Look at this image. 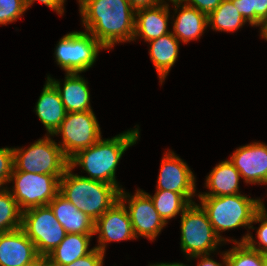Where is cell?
Instances as JSON below:
<instances>
[{
    "instance_id": "18",
    "label": "cell",
    "mask_w": 267,
    "mask_h": 266,
    "mask_svg": "<svg viewBox=\"0 0 267 266\" xmlns=\"http://www.w3.org/2000/svg\"><path fill=\"white\" fill-rule=\"evenodd\" d=\"M80 74L66 73L63 85L58 79L56 80L50 75L47 77L59 91L67 113L93 111L90 104L88 81Z\"/></svg>"
},
{
    "instance_id": "12",
    "label": "cell",
    "mask_w": 267,
    "mask_h": 266,
    "mask_svg": "<svg viewBox=\"0 0 267 266\" xmlns=\"http://www.w3.org/2000/svg\"><path fill=\"white\" fill-rule=\"evenodd\" d=\"M156 190L181 193L190 203L196 196V178L184 160L167 150L161 160Z\"/></svg>"
},
{
    "instance_id": "16",
    "label": "cell",
    "mask_w": 267,
    "mask_h": 266,
    "mask_svg": "<svg viewBox=\"0 0 267 266\" xmlns=\"http://www.w3.org/2000/svg\"><path fill=\"white\" fill-rule=\"evenodd\" d=\"M167 1L172 3L174 12L178 13L171 22L173 27L171 33L184 44L198 40L208 28L207 15L181 0Z\"/></svg>"
},
{
    "instance_id": "31",
    "label": "cell",
    "mask_w": 267,
    "mask_h": 266,
    "mask_svg": "<svg viewBox=\"0 0 267 266\" xmlns=\"http://www.w3.org/2000/svg\"><path fill=\"white\" fill-rule=\"evenodd\" d=\"M251 26L260 27L261 30L267 23V0H250Z\"/></svg>"
},
{
    "instance_id": "9",
    "label": "cell",
    "mask_w": 267,
    "mask_h": 266,
    "mask_svg": "<svg viewBox=\"0 0 267 266\" xmlns=\"http://www.w3.org/2000/svg\"><path fill=\"white\" fill-rule=\"evenodd\" d=\"M59 179L55 175L13 171L7 188L16 200L19 209L49 205L59 193Z\"/></svg>"
},
{
    "instance_id": "17",
    "label": "cell",
    "mask_w": 267,
    "mask_h": 266,
    "mask_svg": "<svg viewBox=\"0 0 267 266\" xmlns=\"http://www.w3.org/2000/svg\"><path fill=\"white\" fill-rule=\"evenodd\" d=\"M169 7L167 1L164 0L155 7L135 11V32L132 41L140 37L144 39V42H149L170 33L168 29L171 16Z\"/></svg>"
},
{
    "instance_id": "4",
    "label": "cell",
    "mask_w": 267,
    "mask_h": 266,
    "mask_svg": "<svg viewBox=\"0 0 267 266\" xmlns=\"http://www.w3.org/2000/svg\"><path fill=\"white\" fill-rule=\"evenodd\" d=\"M206 211L215 233L225 242H238L220 235L226 230L238 227L255 228L252 221L255 213L264 205L260 198H251L241 193L229 196L198 197Z\"/></svg>"
},
{
    "instance_id": "20",
    "label": "cell",
    "mask_w": 267,
    "mask_h": 266,
    "mask_svg": "<svg viewBox=\"0 0 267 266\" xmlns=\"http://www.w3.org/2000/svg\"><path fill=\"white\" fill-rule=\"evenodd\" d=\"M57 221L66 233L94 235V223L88 215L78 210L69 200L58 193L49 203Z\"/></svg>"
},
{
    "instance_id": "22",
    "label": "cell",
    "mask_w": 267,
    "mask_h": 266,
    "mask_svg": "<svg viewBox=\"0 0 267 266\" xmlns=\"http://www.w3.org/2000/svg\"><path fill=\"white\" fill-rule=\"evenodd\" d=\"M148 43L150 44V59L157 71L160 85H162L175 65L181 42L170 32Z\"/></svg>"
},
{
    "instance_id": "27",
    "label": "cell",
    "mask_w": 267,
    "mask_h": 266,
    "mask_svg": "<svg viewBox=\"0 0 267 266\" xmlns=\"http://www.w3.org/2000/svg\"><path fill=\"white\" fill-rule=\"evenodd\" d=\"M225 251L227 266H263V253L250 248L245 242H234Z\"/></svg>"
},
{
    "instance_id": "15",
    "label": "cell",
    "mask_w": 267,
    "mask_h": 266,
    "mask_svg": "<svg viewBox=\"0 0 267 266\" xmlns=\"http://www.w3.org/2000/svg\"><path fill=\"white\" fill-rule=\"evenodd\" d=\"M40 258L35 244L21 228L0 233V266H32Z\"/></svg>"
},
{
    "instance_id": "29",
    "label": "cell",
    "mask_w": 267,
    "mask_h": 266,
    "mask_svg": "<svg viewBox=\"0 0 267 266\" xmlns=\"http://www.w3.org/2000/svg\"><path fill=\"white\" fill-rule=\"evenodd\" d=\"M26 10L22 0H0V25L16 22Z\"/></svg>"
},
{
    "instance_id": "38",
    "label": "cell",
    "mask_w": 267,
    "mask_h": 266,
    "mask_svg": "<svg viewBox=\"0 0 267 266\" xmlns=\"http://www.w3.org/2000/svg\"><path fill=\"white\" fill-rule=\"evenodd\" d=\"M32 266H55L52 264L46 257H41L34 265Z\"/></svg>"
},
{
    "instance_id": "23",
    "label": "cell",
    "mask_w": 267,
    "mask_h": 266,
    "mask_svg": "<svg viewBox=\"0 0 267 266\" xmlns=\"http://www.w3.org/2000/svg\"><path fill=\"white\" fill-rule=\"evenodd\" d=\"M94 235L68 233L62 242L53 249L46 258L55 266H63L74 262L87 254L93 248L90 247V240Z\"/></svg>"
},
{
    "instance_id": "19",
    "label": "cell",
    "mask_w": 267,
    "mask_h": 266,
    "mask_svg": "<svg viewBox=\"0 0 267 266\" xmlns=\"http://www.w3.org/2000/svg\"><path fill=\"white\" fill-rule=\"evenodd\" d=\"M34 110L46 128V135L53 136L66 117L67 111L62 103L59 91L48 78Z\"/></svg>"
},
{
    "instance_id": "6",
    "label": "cell",
    "mask_w": 267,
    "mask_h": 266,
    "mask_svg": "<svg viewBox=\"0 0 267 266\" xmlns=\"http://www.w3.org/2000/svg\"><path fill=\"white\" fill-rule=\"evenodd\" d=\"M181 251L188 257L211 254L225 242L215 233L206 211L196 202L181 215ZM223 243V244H222Z\"/></svg>"
},
{
    "instance_id": "34",
    "label": "cell",
    "mask_w": 267,
    "mask_h": 266,
    "mask_svg": "<svg viewBox=\"0 0 267 266\" xmlns=\"http://www.w3.org/2000/svg\"><path fill=\"white\" fill-rule=\"evenodd\" d=\"M26 5L27 10H29L30 6L34 4L35 1H39L40 3L46 5L51 8V10L57 12L60 16L65 11L64 4L67 0H22Z\"/></svg>"
},
{
    "instance_id": "33",
    "label": "cell",
    "mask_w": 267,
    "mask_h": 266,
    "mask_svg": "<svg viewBox=\"0 0 267 266\" xmlns=\"http://www.w3.org/2000/svg\"><path fill=\"white\" fill-rule=\"evenodd\" d=\"M185 4L195 7L200 12L205 13L207 16L214 11L223 0H181Z\"/></svg>"
},
{
    "instance_id": "28",
    "label": "cell",
    "mask_w": 267,
    "mask_h": 266,
    "mask_svg": "<svg viewBox=\"0 0 267 266\" xmlns=\"http://www.w3.org/2000/svg\"><path fill=\"white\" fill-rule=\"evenodd\" d=\"M267 209L263 205L254 215L253 223H260L257 228L256 237L254 239L252 234L246 233L238 242H245L250 248L257 250L261 253H267Z\"/></svg>"
},
{
    "instance_id": "2",
    "label": "cell",
    "mask_w": 267,
    "mask_h": 266,
    "mask_svg": "<svg viewBox=\"0 0 267 266\" xmlns=\"http://www.w3.org/2000/svg\"><path fill=\"white\" fill-rule=\"evenodd\" d=\"M135 126V129H128L112 138L101 137L94 145L74 155L69 166L73 170L79 166L89 175L81 177L115 185L121 191L123 188L116 180V169L122 155L139 139V126Z\"/></svg>"
},
{
    "instance_id": "37",
    "label": "cell",
    "mask_w": 267,
    "mask_h": 266,
    "mask_svg": "<svg viewBox=\"0 0 267 266\" xmlns=\"http://www.w3.org/2000/svg\"><path fill=\"white\" fill-rule=\"evenodd\" d=\"M130 6L135 10L151 8L159 5L164 0H127Z\"/></svg>"
},
{
    "instance_id": "1",
    "label": "cell",
    "mask_w": 267,
    "mask_h": 266,
    "mask_svg": "<svg viewBox=\"0 0 267 266\" xmlns=\"http://www.w3.org/2000/svg\"><path fill=\"white\" fill-rule=\"evenodd\" d=\"M81 22L106 50L131 42L135 32V10L127 0H78Z\"/></svg>"
},
{
    "instance_id": "39",
    "label": "cell",
    "mask_w": 267,
    "mask_h": 266,
    "mask_svg": "<svg viewBox=\"0 0 267 266\" xmlns=\"http://www.w3.org/2000/svg\"><path fill=\"white\" fill-rule=\"evenodd\" d=\"M149 266H186L183 263H178V262H173V263H155V264H150Z\"/></svg>"
},
{
    "instance_id": "41",
    "label": "cell",
    "mask_w": 267,
    "mask_h": 266,
    "mask_svg": "<svg viewBox=\"0 0 267 266\" xmlns=\"http://www.w3.org/2000/svg\"><path fill=\"white\" fill-rule=\"evenodd\" d=\"M263 266H267V253H263Z\"/></svg>"
},
{
    "instance_id": "36",
    "label": "cell",
    "mask_w": 267,
    "mask_h": 266,
    "mask_svg": "<svg viewBox=\"0 0 267 266\" xmlns=\"http://www.w3.org/2000/svg\"><path fill=\"white\" fill-rule=\"evenodd\" d=\"M234 7L243 16V18L251 25V3L250 0H231Z\"/></svg>"
},
{
    "instance_id": "8",
    "label": "cell",
    "mask_w": 267,
    "mask_h": 266,
    "mask_svg": "<svg viewBox=\"0 0 267 266\" xmlns=\"http://www.w3.org/2000/svg\"><path fill=\"white\" fill-rule=\"evenodd\" d=\"M21 229L35 244L41 257H46L62 242L67 234L49 205L23 211Z\"/></svg>"
},
{
    "instance_id": "24",
    "label": "cell",
    "mask_w": 267,
    "mask_h": 266,
    "mask_svg": "<svg viewBox=\"0 0 267 266\" xmlns=\"http://www.w3.org/2000/svg\"><path fill=\"white\" fill-rule=\"evenodd\" d=\"M207 17L208 27H212L213 31L219 32L238 31L247 23L231 0H223Z\"/></svg>"
},
{
    "instance_id": "40",
    "label": "cell",
    "mask_w": 267,
    "mask_h": 266,
    "mask_svg": "<svg viewBox=\"0 0 267 266\" xmlns=\"http://www.w3.org/2000/svg\"><path fill=\"white\" fill-rule=\"evenodd\" d=\"M260 37L267 41V23L264 27L260 30Z\"/></svg>"
},
{
    "instance_id": "30",
    "label": "cell",
    "mask_w": 267,
    "mask_h": 266,
    "mask_svg": "<svg viewBox=\"0 0 267 266\" xmlns=\"http://www.w3.org/2000/svg\"><path fill=\"white\" fill-rule=\"evenodd\" d=\"M14 169V152L13 148H0V188L9 184L11 174Z\"/></svg>"
},
{
    "instance_id": "35",
    "label": "cell",
    "mask_w": 267,
    "mask_h": 266,
    "mask_svg": "<svg viewBox=\"0 0 267 266\" xmlns=\"http://www.w3.org/2000/svg\"><path fill=\"white\" fill-rule=\"evenodd\" d=\"M211 254H203V255H195L192 256L190 258H188L187 260L189 261L190 259L192 260V258L196 259L199 258V263L197 264V266H227V261H226V253L225 251L221 253L220 256H222V262H217L215 261L213 258L210 257ZM186 266H189L186 264Z\"/></svg>"
},
{
    "instance_id": "13",
    "label": "cell",
    "mask_w": 267,
    "mask_h": 266,
    "mask_svg": "<svg viewBox=\"0 0 267 266\" xmlns=\"http://www.w3.org/2000/svg\"><path fill=\"white\" fill-rule=\"evenodd\" d=\"M95 234L99 236L94 247L103 253H106V245L110 242L136 239L127 209L120 200L95 221Z\"/></svg>"
},
{
    "instance_id": "25",
    "label": "cell",
    "mask_w": 267,
    "mask_h": 266,
    "mask_svg": "<svg viewBox=\"0 0 267 266\" xmlns=\"http://www.w3.org/2000/svg\"><path fill=\"white\" fill-rule=\"evenodd\" d=\"M158 214L168 224V221L177 215L183 214L191 204L181 193L166 190H156L153 196L147 193Z\"/></svg>"
},
{
    "instance_id": "3",
    "label": "cell",
    "mask_w": 267,
    "mask_h": 266,
    "mask_svg": "<svg viewBox=\"0 0 267 266\" xmlns=\"http://www.w3.org/2000/svg\"><path fill=\"white\" fill-rule=\"evenodd\" d=\"M69 166L59 181V193L78 210L96 221L119 200L120 190L104 183L74 174Z\"/></svg>"
},
{
    "instance_id": "32",
    "label": "cell",
    "mask_w": 267,
    "mask_h": 266,
    "mask_svg": "<svg viewBox=\"0 0 267 266\" xmlns=\"http://www.w3.org/2000/svg\"><path fill=\"white\" fill-rule=\"evenodd\" d=\"M104 256L105 253L94 247L89 254L63 266H103Z\"/></svg>"
},
{
    "instance_id": "26",
    "label": "cell",
    "mask_w": 267,
    "mask_h": 266,
    "mask_svg": "<svg viewBox=\"0 0 267 266\" xmlns=\"http://www.w3.org/2000/svg\"><path fill=\"white\" fill-rule=\"evenodd\" d=\"M7 187L0 188V233L21 228L22 211Z\"/></svg>"
},
{
    "instance_id": "14",
    "label": "cell",
    "mask_w": 267,
    "mask_h": 266,
    "mask_svg": "<svg viewBox=\"0 0 267 266\" xmlns=\"http://www.w3.org/2000/svg\"><path fill=\"white\" fill-rule=\"evenodd\" d=\"M229 161L246 184L267 185V144L252 142L238 147Z\"/></svg>"
},
{
    "instance_id": "5",
    "label": "cell",
    "mask_w": 267,
    "mask_h": 266,
    "mask_svg": "<svg viewBox=\"0 0 267 266\" xmlns=\"http://www.w3.org/2000/svg\"><path fill=\"white\" fill-rule=\"evenodd\" d=\"M13 152V171L55 175L60 180L69 167V160L57 142L52 139V135H45L27 149L13 147Z\"/></svg>"
},
{
    "instance_id": "21",
    "label": "cell",
    "mask_w": 267,
    "mask_h": 266,
    "mask_svg": "<svg viewBox=\"0 0 267 266\" xmlns=\"http://www.w3.org/2000/svg\"><path fill=\"white\" fill-rule=\"evenodd\" d=\"M240 172L227 159L218 163L206 177L209 192H199L197 197L229 196L239 194Z\"/></svg>"
},
{
    "instance_id": "11",
    "label": "cell",
    "mask_w": 267,
    "mask_h": 266,
    "mask_svg": "<svg viewBox=\"0 0 267 266\" xmlns=\"http://www.w3.org/2000/svg\"><path fill=\"white\" fill-rule=\"evenodd\" d=\"M119 200L127 209L136 238L145 237L154 241L167 225L158 214L147 192L137 189L135 194L131 195L122 189Z\"/></svg>"
},
{
    "instance_id": "10",
    "label": "cell",
    "mask_w": 267,
    "mask_h": 266,
    "mask_svg": "<svg viewBox=\"0 0 267 266\" xmlns=\"http://www.w3.org/2000/svg\"><path fill=\"white\" fill-rule=\"evenodd\" d=\"M55 135L61 136L62 140L58 145L68 160L102 137L94 111L67 113L53 136Z\"/></svg>"
},
{
    "instance_id": "7",
    "label": "cell",
    "mask_w": 267,
    "mask_h": 266,
    "mask_svg": "<svg viewBox=\"0 0 267 266\" xmlns=\"http://www.w3.org/2000/svg\"><path fill=\"white\" fill-rule=\"evenodd\" d=\"M101 49L106 50L88 31H72L58 41L55 62L65 73L86 72L96 62Z\"/></svg>"
}]
</instances>
